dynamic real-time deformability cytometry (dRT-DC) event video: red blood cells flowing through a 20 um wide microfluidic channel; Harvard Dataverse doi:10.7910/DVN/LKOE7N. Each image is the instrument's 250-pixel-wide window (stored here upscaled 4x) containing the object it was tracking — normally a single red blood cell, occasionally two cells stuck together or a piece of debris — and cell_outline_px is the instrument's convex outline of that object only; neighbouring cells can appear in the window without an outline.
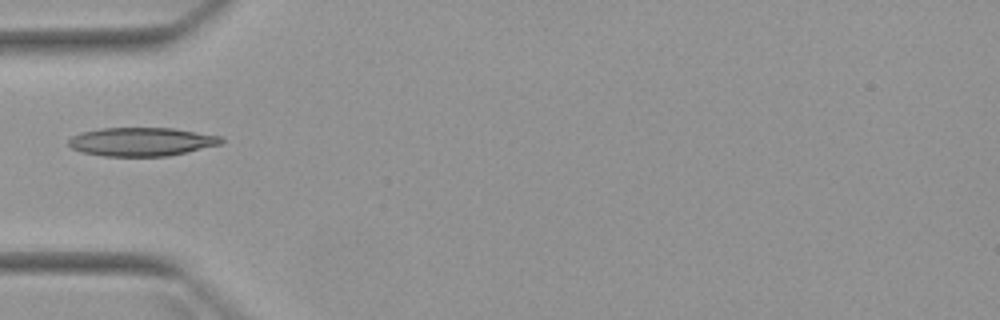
{"species": "Egyptian fruit bat (a non-hibernating species)", "species_latin": "Rousettus aegyptiacus", "temperature_condition": "warm", "stored_images_in_passage": 6, "camera_frame_rate_fps": 3000, "um_per_image_px": 0.085, "animal": {"sex": "female"}, "frame": {"image": 1, "passage_image": 6, "time_ms": 6.0, "image_size_px": [1000, 320], "cell_outline_px": [[224, 140], [220, 144], [168, 156], [104, 156], [80, 152], [72, 148], [68, 144], [68, 140], [72, 136], [80, 132], [100, 128], [172, 128], [224, 136]], "centroid_in_image_um": [12.01, 12.04], "position_along_channel_um": 73.0, "area_um2": 25.49}}